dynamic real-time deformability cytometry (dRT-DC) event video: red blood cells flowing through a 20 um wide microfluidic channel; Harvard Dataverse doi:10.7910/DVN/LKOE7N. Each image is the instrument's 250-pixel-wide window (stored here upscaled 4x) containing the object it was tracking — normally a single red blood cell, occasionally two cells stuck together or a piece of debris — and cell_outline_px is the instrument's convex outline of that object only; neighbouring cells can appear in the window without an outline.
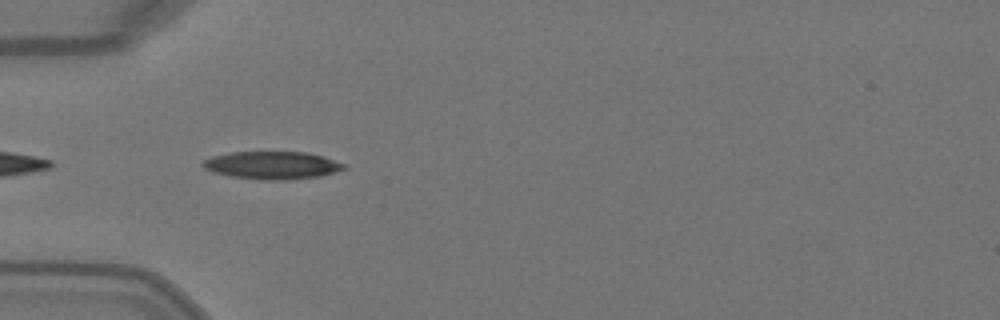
{"species": "Egyptian fruit bat (a non-hibernating species)", "species_latin": "Rousettus aegyptiacus", "temperature_condition": "warm", "stored_images_in_passage": 4, "camera_frame_rate_fps": 3000, "um_per_image_px": 0.085, "animal": {"sex": "female"}, "frame": {"image": 1, "passage_image": 3, "time_ms": 0.667, "image_size_px": [1000, 320], "cell_outline_px": [[348, 168], [336, 172], [320, 176], [288, 180], [260, 180], [232, 176], [212, 172], [204, 168], [200, 164], [204, 160], [212, 156], [232, 152], [308, 152], [324, 156], [344, 164]], "centroid_in_image_um": [23.15, 14.05], "position_along_channel_um": 61.9, "area_um2": 22.95}}
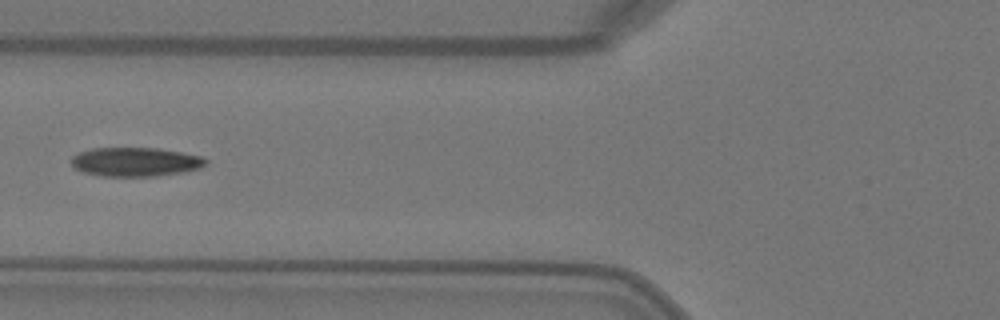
{"frame": {"image": 2, "passage_image": 4, "time_ms": 1.0, "image_size_px": [1000, 320], "cell_outline_px": [[208, 160], [200, 168], [184, 172], [156, 176], [100, 176], [80, 172], [72, 168], [72, 156], [80, 152], [92, 148], [160, 148], [200, 156]], "centroid_in_image_um": [11.47, 13.77], "position_along_channel_um": 114.3, "area_um2": 22.83}}